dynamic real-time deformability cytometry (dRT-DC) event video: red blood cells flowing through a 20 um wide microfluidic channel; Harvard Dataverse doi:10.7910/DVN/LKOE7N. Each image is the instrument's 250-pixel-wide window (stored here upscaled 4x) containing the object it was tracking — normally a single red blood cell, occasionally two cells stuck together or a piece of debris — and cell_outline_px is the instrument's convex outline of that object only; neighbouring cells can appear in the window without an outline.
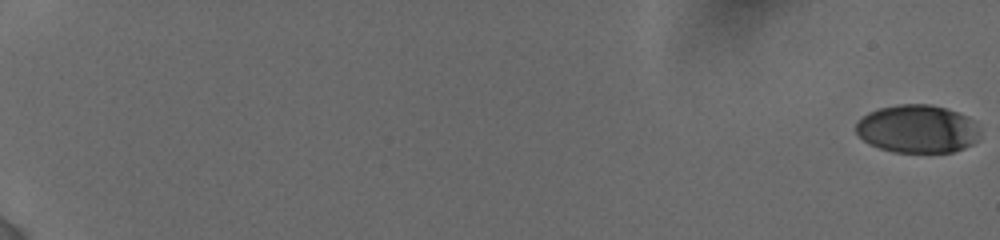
{"species": "human", "species_latin": "Homo sapiens", "temperature_condition": "cold", "stored_images_in_passage": 21, "camera_frame_rate_fps": 3000, "um_per_image_px": 0.085, "donor": {"sex": "female"}, "frame": {"image": 1, "passage_image": 1, "time_ms": 0.0, "image_size_px": [1000, 240], "cell_outline_px": [[980, 136], [972, 144], [964, 148], [952, 152], [892, 152], [880, 148], [864, 140], [856, 132], [856, 124], [868, 112], [880, 108], [900, 104], [928, 104], [944, 108], [968, 116], [980, 128]], "centroid_in_image_um": [78.01, 10.96], "position_along_channel_um": 7.0, "area_um2": 34.56}}
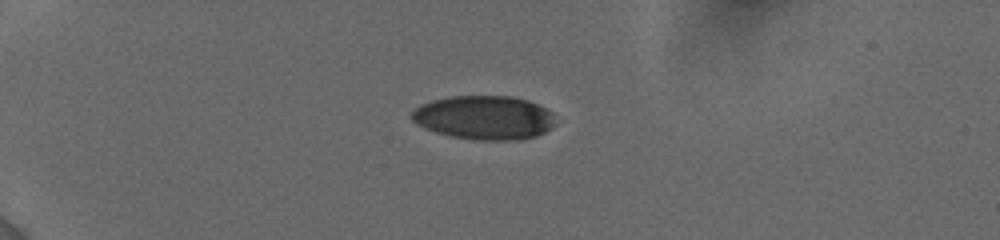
{"frame": {"image": 2, "passage_image": 15, "time_ms": 5.667, "image_size_px": [1000, 240], "cell_outline_px": [[556, 124], [552, 128], [536, 136], [516, 140], [476, 140], [452, 136], [436, 132], [424, 128], [416, 124], [412, 120], [412, 112], [420, 104], [432, 100], [452, 96], [508, 96], [528, 100], [552, 112]], "centroid_in_image_um": [41.16, 10.0], "position_along_channel_um": 43.8, "area_um2": 36.76}}
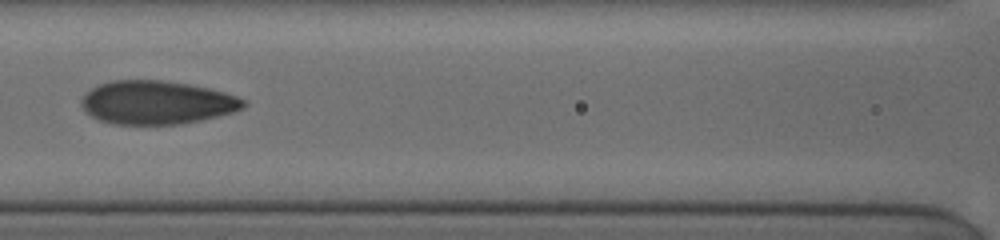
{"frame": {"image": 3, "passage_image": 21, "time_ms": 10.0, "image_size_px": [1000, 240], "cell_outline_px": [[248, 104], [244, 108], [232, 112], [200, 120], [180, 124], [112, 124], [100, 120], [84, 112], [80, 104], [80, 100], [84, 92], [100, 84], [112, 80], [164, 80], [188, 84], [208, 88], [224, 92], [236, 96], [244, 100]], "centroid_in_image_um": [13.28, 8.71], "position_along_channel_um": 153.3, "area_um2": 41.15}}